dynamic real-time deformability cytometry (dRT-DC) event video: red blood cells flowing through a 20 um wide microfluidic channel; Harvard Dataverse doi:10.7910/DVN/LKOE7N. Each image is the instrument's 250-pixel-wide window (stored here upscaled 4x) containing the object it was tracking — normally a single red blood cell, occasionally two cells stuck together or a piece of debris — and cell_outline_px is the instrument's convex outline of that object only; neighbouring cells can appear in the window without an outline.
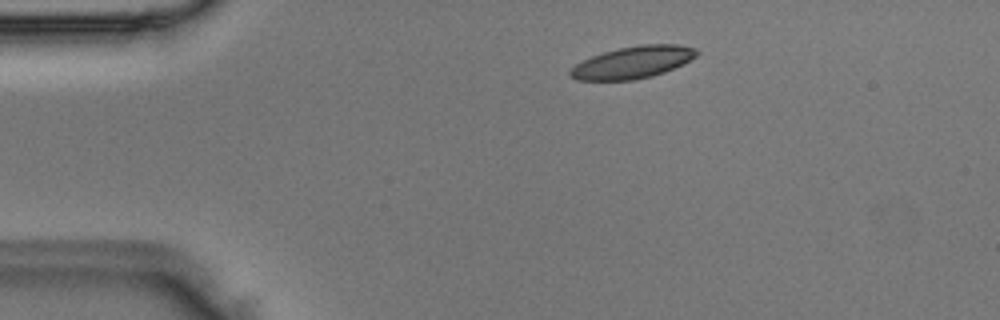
{"species": "Egyptian fruit bat (a non-hibernating species)", "species_latin": "Rousettus aegyptiacus", "temperature_condition": "room temperature", "stored_images_in_passage": 4, "camera_frame_rate_fps": 3000, "um_per_image_px": 0.085, "animal": {"sex": "male"}, "frame": {"image": 1, "passage_image": 2, "time_ms": 0.333, "image_size_px": [1000, 320], "cell_outline_px": [[700, 52], [692, 60], [684, 64], [664, 72], [652, 76], [632, 80], [576, 80], [568, 72], [576, 64], [592, 56], [604, 52], [620, 48], [640, 44], [676, 44], [696, 48]], "centroid_in_image_um": [53.84, 5.29], "position_along_channel_um": 31.2, "area_um2": 23.58}}
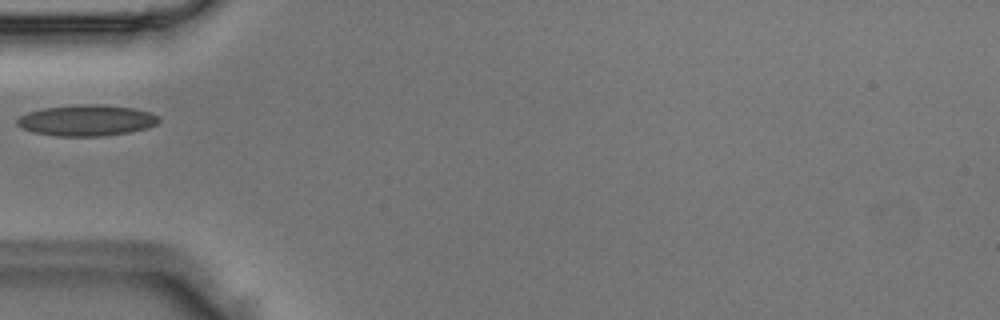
{"frame": {"image": 2, "passage_image": 4, "time_ms": 1.0, "image_size_px": [1000, 320], "cell_outline_px": [[160, 120], [156, 124], [148, 128], [132, 132], [104, 136], [56, 136], [32, 132], [16, 124], [16, 120], [20, 116], [28, 112], [44, 108], [80, 104], [104, 104], [132, 108], [152, 112], [160, 116]], "centroid_in_image_um": [7.41, 10.23], "position_along_channel_um": 77.6, "area_um2": 25.89}}